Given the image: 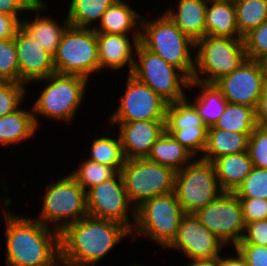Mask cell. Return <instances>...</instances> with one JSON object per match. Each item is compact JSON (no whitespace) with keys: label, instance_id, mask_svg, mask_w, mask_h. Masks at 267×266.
Masks as SVG:
<instances>
[{"label":"cell","instance_id":"41","mask_svg":"<svg viewBox=\"0 0 267 266\" xmlns=\"http://www.w3.org/2000/svg\"><path fill=\"white\" fill-rule=\"evenodd\" d=\"M245 224L267 219V199L239 198Z\"/></svg>","mask_w":267,"mask_h":266},{"label":"cell","instance_id":"34","mask_svg":"<svg viewBox=\"0 0 267 266\" xmlns=\"http://www.w3.org/2000/svg\"><path fill=\"white\" fill-rule=\"evenodd\" d=\"M80 165L69 173L76 182L87 191L94 185L100 184L108 179L114 178L119 172L107 165L84 159Z\"/></svg>","mask_w":267,"mask_h":266},{"label":"cell","instance_id":"26","mask_svg":"<svg viewBox=\"0 0 267 266\" xmlns=\"http://www.w3.org/2000/svg\"><path fill=\"white\" fill-rule=\"evenodd\" d=\"M205 22L206 36L242 38L236 25L234 2L208 0Z\"/></svg>","mask_w":267,"mask_h":266},{"label":"cell","instance_id":"28","mask_svg":"<svg viewBox=\"0 0 267 266\" xmlns=\"http://www.w3.org/2000/svg\"><path fill=\"white\" fill-rule=\"evenodd\" d=\"M195 157L166 130L154 143L147 159L180 171L188 165Z\"/></svg>","mask_w":267,"mask_h":266},{"label":"cell","instance_id":"12","mask_svg":"<svg viewBox=\"0 0 267 266\" xmlns=\"http://www.w3.org/2000/svg\"><path fill=\"white\" fill-rule=\"evenodd\" d=\"M86 208L90 217L116 221L130 231L134 228L136 208L128 199L120 172L114 178L94 185L86 191Z\"/></svg>","mask_w":267,"mask_h":266},{"label":"cell","instance_id":"21","mask_svg":"<svg viewBox=\"0 0 267 266\" xmlns=\"http://www.w3.org/2000/svg\"><path fill=\"white\" fill-rule=\"evenodd\" d=\"M207 5L208 0H179L164 13L195 42L206 36Z\"/></svg>","mask_w":267,"mask_h":266},{"label":"cell","instance_id":"17","mask_svg":"<svg viewBox=\"0 0 267 266\" xmlns=\"http://www.w3.org/2000/svg\"><path fill=\"white\" fill-rule=\"evenodd\" d=\"M19 63V82L26 85L56 73L54 56L20 27L14 37Z\"/></svg>","mask_w":267,"mask_h":266},{"label":"cell","instance_id":"18","mask_svg":"<svg viewBox=\"0 0 267 266\" xmlns=\"http://www.w3.org/2000/svg\"><path fill=\"white\" fill-rule=\"evenodd\" d=\"M166 120H145L132 122H108L118 126V134L126 160L147 158L152 146L165 132Z\"/></svg>","mask_w":267,"mask_h":266},{"label":"cell","instance_id":"11","mask_svg":"<svg viewBox=\"0 0 267 266\" xmlns=\"http://www.w3.org/2000/svg\"><path fill=\"white\" fill-rule=\"evenodd\" d=\"M120 173L135 208L152 197L175 192L176 172L147 158L125 160Z\"/></svg>","mask_w":267,"mask_h":266},{"label":"cell","instance_id":"30","mask_svg":"<svg viewBox=\"0 0 267 266\" xmlns=\"http://www.w3.org/2000/svg\"><path fill=\"white\" fill-rule=\"evenodd\" d=\"M255 109L241 104L227 103L223 114L210 128L251 134L256 128Z\"/></svg>","mask_w":267,"mask_h":266},{"label":"cell","instance_id":"33","mask_svg":"<svg viewBox=\"0 0 267 266\" xmlns=\"http://www.w3.org/2000/svg\"><path fill=\"white\" fill-rule=\"evenodd\" d=\"M206 127L190 99L170 103L166 112V130H181L184 127Z\"/></svg>","mask_w":267,"mask_h":266},{"label":"cell","instance_id":"39","mask_svg":"<svg viewBox=\"0 0 267 266\" xmlns=\"http://www.w3.org/2000/svg\"><path fill=\"white\" fill-rule=\"evenodd\" d=\"M246 58L267 63V20L243 37Z\"/></svg>","mask_w":267,"mask_h":266},{"label":"cell","instance_id":"8","mask_svg":"<svg viewBox=\"0 0 267 266\" xmlns=\"http://www.w3.org/2000/svg\"><path fill=\"white\" fill-rule=\"evenodd\" d=\"M131 74L150 87L168 104L187 97L185 91L189 89L191 79L182 70L167 63L140 42L136 47Z\"/></svg>","mask_w":267,"mask_h":266},{"label":"cell","instance_id":"19","mask_svg":"<svg viewBox=\"0 0 267 266\" xmlns=\"http://www.w3.org/2000/svg\"><path fill=\"white\" fill-rule=\"evenodd\" d=\"M96 37L100 73L107 68L116 72L127 67L128 73L126 75L131 74L140 35L96 33Z\"/></svg>","mask_w":267,"mask_h":266},{"label":"cell","instance_id":"44","mask_svg":"<svg viewBox=\"0 0 267 266\" xmlns=\"http://www.w3.org/2000/svg\"><path fill=\"white\" fill-rule=\"evenodd\" d=\"M37 1L38 0H0V13L13 15L22 20L23 18L19 15L24 14L22 12H30V8Z\"/></svg>","mask_w":267,"mask_h":266},{"label":"cell","instance_id":"40","mask_svg":"<svg viewBox=\"0 0 267 266\" xmlns=\"http://www.w3.org/2000/svg\"><path fill=\"white\" fill-rule=\"evenodd\" d=\"M247 152L253 167L267 169V129L256 126L249 136Z\"/></svg>","mask_w":267,"mask_h":266},{"label":"cell","instance_id":"45","mask_svg":"<svg viewBox=\"0 0 267 266\" xmlns=\"http://www.w3.org/2000/svg\"><path fill=\"white\" fill-rule=\"evenodd\" d=\"M20 27L21 20L18 17L0 13V39L14 38Z\"/></svg>","mask_w":267,"mask_h":266},{"label":"cell","instance_id":"37","mask_svg":"<svg viewBox=\"0 0 267 266\" xmlns=\"http://www.w3.org/2000/svg\"><path fill=\"white\" fill-rule=\"evenodd\" d=\"M0 78L5 82H19V63L14 38L0 39Z\"/></svg>","mask_w":267,"mask_h":266},{"label":"cell","instance_id":"4","mask_svg":"<svg viewBox=\"0 0 267 266\" xmlns=\"http://www.w3.org/2000/svg\"><path fill=\"white\" fill-rule=\"evenodd\" d=\"M151 20L142 15L140 43L182 70L191 80L194 73L195 42L164 13ZM192 49V50H191Z\"/></svg>","mask_w":267,"mask_h":266},{"label":"cell","instance_id":"47","mask_svg":"<svg viewBox=\"0 0 267 266\" xmlns=\"http://www.w3.org/2000/svg\"><path fill=\"white\" fill-rule=\"evenodd\" d=\"M236 255H225V257L219 256L216 261L218 266H245V262L242 257L235 251Z\"/></svg>","mask_w":267,"mask_h":266},{"label":"cell","instance_id":"50","mask_svg":"<svg viewBox=\"0 0 267 266\" xmlns=\"http://www.w3.org/2000/svg\"><path fill=\"white\" fill-rule=\"evenodd\" d=\"M5 81H3L1 78H0V85L3 84Z\"/></svg>","mask_w":267,"mask_h":266},{"label":"cell","instance_id":"5","mask_svg":"<svg viewBox=\"0 0 267 266\" xmlns=\"http://www.w3.org/2000/svg\"><path fill=\"white\" fill-rule=\"evenodd\" d=\"M184 215L175 192L144 201L136 208L131 243L138 240L139 236H144L148 241L158 244L160 249H167L176 238Z\"/></svg>","mask_w":267,"mask_h":266},{"label":"cell","instance_id":"2","mask_svg":"<svg viewBox=\"0 0 267 266\" xmlns=\"http://www.w3.org/2000/svg\"><path fill=\"white\" fill-rule=\"evenodd\" d=\"M130 235L131 231L116 221L82 218L60 232L61 266H95Z\"/></svg>","mask_w":267,"mask_h":266},{"label":"cell","instance_id":"1","mask_svg":"<svg viewBox=\"0 0 267 266\" xmlns=\"http://www.w3.org/2000/svg\"><path fill=\"white\" fill-rule=\"evenodd\" d=\"M6 266H61L60 232L36 220L10 212L11 197L3 198ZM4 207V208H3ZM9 208V209H8Z\"/></svg>","mask_w":267,"mask_h":266},{"label":"cell","instance_id":"16","mask_svg":"<svg viewBox=\"0 0 267 266\" xmlns=\"http://www.w3.org/2000/svg\"><path fill=\"white\" fill-rule=\"evenodd\" d=\"M226 245L210 232L195 214H185L180 221L176 238L167 248L184 253L185 257L194 261L216 260Z\"/></svg>","mask_w":267,"mask_h":266},{"label":"cell","instance_id":"20","mask_svg":"<svg viewBox=\"0 0 267 266\" xmlns=\"http://www.w3.org/2000/svg\"><path fill=\"white\" fill-rule=\"evenodd\" d=\"M47 4L43 0H38L31 8L30 12L35 14L34 19L21 20V27L30 34L47 52L55 55L62 35L70 25L65 17L64 22L59 23L56 19L42 15L46 11ZM41 12V13H40ZM42 15V16H41Z\"/></svg>","mask_w":267,"mask_h":266},{"label":"cell","instance_id":"27","mask_svg":"<svg viewBox=\"0 0 267 266\" xmlns=\"http://www.w3.org/2000/svg\"><path fill=\"white\" fill-rule=\"evenodd\" d=\"M250 135L208 128L206 146L200 158L213 162L221 156L245 152Z\"/></svg>","mask_w":267,"mask_h":266},{"label":"cell","instance_id":"29","mask_svg":"<svg viewBox=\"0 0 267 266\" xmlns=\"http://www.w3.org/2000/svg\"><path fill=\"white\" fill-rule=\"evenodd\" d=\"M115 0H70L66 18L71 26L92 29ZM92 25V26H91Z\"/></svg>","mask_w":267,"mask_h":266},{"label":"cell","instance_id":"13","mask_svg":"<svg viewBox=\"0 0 267 266\" xmlns=\"http://www.w3.org/2000/svg\"><path fill=\"white\" fill-rule=\"evenodd\" d=\"M200 222L226 246L235 247L245 232L242 206L233 192H223L212 203L195 213Z\"/></svg>","mask_w":267,"mask_h":266},{"label":"cell","instance_id":"23","mask_svg":"<svg viewBox=\"0 0 267 266\" xmlns=\"http://www.w3.org/2000/svg\"><path fill=\"white\" fill-rule=\"evenodd\" d=\"M212 163L219 187L223 192H234L253 168L247 151L221 156Z\"/></svg>","mask_w":267,"mask_h":266},{"label":"cell","instance_id":"32","mask_svg":"<svg viewBox=\"0 0 267 266\" xmlns=\"http://www.w3.org/2000/svg\"><path fill=\"white\" fill-rule=\"evenodd\" d=\"M234 4L236 25L242 38L267 20V0H238Z\"/></svg>","mask_w":267,"mask_h":266},{"label":"cell","instance_id":"3","mask_svg":"<svg viewBox=\"0 0 267 266\" xmlns=\"http://www.w3.org/2000/svg\"><path fill=\"white\" fill-rule=\"evenodd\" d=\"M45 83L32 105L34 120L40 127L39 117L72 123L85 98L90 80L79 75L54 73L35 82ZM48 85H47V84ZM39 116V117H38Z\"/></svg>","mask_w":267,"mask_h":266},{"label":"cell","instance_id":"7","mask_svg":"<svg viewBox=\"0 0 267 266\" xmlns=\"http://www.w3.org/2000/svg\"><path fill=\"white\" fill-rule=\"evenodd\" d=\"M42 195V208L36 219L61 232L69 224L88 216L86 191L70 175L51 181Z\"/></svg>","mask_w":267,"mask_h":266},{"label":"cell","instance_id":"49","mask_svg":"<svg viewBox=\"0 0 267 266\" xmlns=\"http://www.w3.org/2000/svg\"><path fill=\"white\" fill-rule=\"evenodd\" d=\"M131 266H144V265H142V264H132Z\"/></svg>","mask_w":267,"mask_h":266},{"label":"cell","instance_id":"9","mask_svg":"<svg viewBox=\"0 0 267 266\" xmlns=\"http://www.w3.org/2000/svg\"><path fill=\"white\" fill-rule=\"evenodd\" d=\"M56 73L91 79L100 73L98 43L94 29L69 25L54 55ZM90 77V78H89Z\"/></svg>","mask_w":267,"mask_h":266},{"label":"cell","instance_id":"14","mask_svg":"<svg viewBox=\"0 0 267 266\" xmlns=\"http://www.w3.org/2000/svg\"><path fill=\"white\" fill-rule=\"evenodd\" d=\"M126 77L124 95L120 97L117 109L107 117L106 121L166 120L168 103L132 74Z\"/></svg>","mask_w":267,"mask_h":266},{"label":"cell","instance_id":"43","mask_svg":"<svg viewBox=\"0 0 267 266\" xmlns=\"http://www.w3.org/2000/svg\"><path fill=\"white\" fill-rule=\"evenodd\" d=\"M232 250L238 252L245 266H267V246L236 245Z\"/></svg>","mask_w":267,"mask_h":266},{"label":"cell","instance_id":"51","mask_svg":"<svg viewBox=\"0 0 267 266\" xmlns=\"http://www.w3.org/2000/svg\"><path fill=\"white\" fill-rule=\"evenodd\" d=\"M226 1H230V2H236V1H238V0H226Z\"/></svg>","mask_w":267,"mask_h":266},{"label":"cell","instance_id":"24","mask_svg":"<svg viewBox=\"0 0 267 266\" xmlns=\"http://www.w3.org/2000/svg\"><path fill=\"white\" fill-rule=\"evenodd\" d=\"M38 129L33 109H22V106L14 112L0 117V144L3 147L21 144L34 137ZM24 140V141H23Z\"/></svg>","mask_w":267,"mask_h":266},{"label":"cell","instance_id":"35","mask_svg":"<svg viewBox=\"0 0 267 266\" xmlns=\"http://www.w3.org/2000/svg\"><path fill=\"white\" fill-rule=\"evenodd\" d=\"M233 193L238 198L267 199V169L253 167Z\"/></svg>","mask_w":267,"mask_h":266},{"label":"cell","instance_id":"10","mask_svg":"<svg viewBox=\"0 0 267 266\" xmlns=\"http://www.w3.org/2000/svg\"><path fill=\"white\" fill-rule=\"evenodd\" d=\"M220 189L211 161L196 157L176 172L175 194L185 214H195L215 201Z\"/></svg>","mask_w":267,"mask_h":266},{"label":"cell","instance_id":"6","mask_svg":"<svg viewBox=\"0 0 267 266\" xmlns=\"http://www.w3.org/2000/svg\"><path fill=\"white\" fill-rule=\"evenodd\" d=\"M192 80L215 83L246 59L243 38L205 36L195 41Z\"/></svg>","mask_w":267,"mask_h":266},{"label":"cell","instance_id":"15","mask_svg":"<svg viewBox=\"0 0 267 266\" xmlns=\"http://www.w3.org/2000/svg\"><path fill=\"white\" fill-rule=\"evenodd\" d=\"M228 103L247 105L256 109L267 85V63L245 59L231 74L215 82Z\"/></svg>","mask_w":267,"mask_h":266},{"label":"cell","instance_id":"46","mask_svg":"<svg viewBox=\"0 0 267 266\" xmlns=\"http://www.w3.org/2000/svg\"><path fill=\"white\" fill-rule=\"evenodd\" d=\"M256 125L267 129V85L264 87L255 109Z\"/></svg>","mask_w":267,"mask_h":266},{"label":"cell","instance_id":"42","mask_svg":"<svg viewBox=\"0 0 267 266\" xmlns=\"http://www.w3.org/2000/svg\"><path fill=\"white\" fill-rule=\"evenodd\" d=\"M237 245L267 246V219L246 223L242 241Z\"/></svg>","mask_w":267,"mask_h":266},{"label":"cell","instance_id":"25","mask_svg":"<svg viewBox=\"0 0 267 266\" xmlns=\"http://www.w3.org/2000/svg\"><path fill=\"white\" fill-rule=\"evenodd\" d=\"M200 89L191 103L195 106L199 116L207 128L213 127L223 114L227 100L215 83H204L191 80L189 89Z\"/></svg>","mask_w":267,"mask_h":266},{"label":"cell","instance_id":"31","mask_svg":"<svg viewBox=\"0 0 267 266\" xmlns=\"http://www.w3.org/2000/svg\"><path fill=\"white\" fill-rule=\"evenodd\" d=\"M89 156L90 161L114 167L118 172L124 166L125 157L123 155L121 142L118 135L110 136L106 133L103 136L95 137L91 141Z\"/></svg>","mask_w":267,"mask_h":266},{"label":"cell","instance_id":"36","mask_svg":"<svg viewBox=\"0 0 267 266\" xmlns=\"http://www.w3.org/2000/svg\"><path fill=\"white\" fill-rule=\"evenodd\" d=\"M194 157H201L207 142V127H184L181 130H166ZM201 152V153H200Z\"/></svg>","mask_w":267,"mask_h":266},{"label":"cell","instance_id":"48","mask_svg":"<svg viewBox=\"0 0 267 266\" xmlns=\"http://www.w3.org/2000/svg\"><path fill=\"white\" fill-rule=\"evenodd\" d=\"M188 266H218V263L216 260L213 261H194V262H188L186 264Z\"/></svg>","mask_w":267,"mask_h":266},{"label":"cell","instance_id":"38","mask_svg":"<svg viewBox=\"0 0 267 266\" xmlns=\"http://www.w3.org/2000/svg\"><path fill=\"white\" fill-rule=\"evenodd\" d=\"M21 82H4L0 85V117L19 109L26 97L27 87Z\"/></svg>","mask_w":267,"mask_h":266},{"label":"cell","instance_id":"22","mask_svg":"<svg viewBox=\"0 0 267 266\" xmlns=\"http://www.w3.org/2000/svg\"><path fill=\"white\" fill-rule=\"evenodd\" d=\"M129 5L124 0H115L102 15L98 26L94 25V31L96 33L140 35L142 15Z\"/></svg>","mask_w":267,"mask_h":266}]
</instances>
